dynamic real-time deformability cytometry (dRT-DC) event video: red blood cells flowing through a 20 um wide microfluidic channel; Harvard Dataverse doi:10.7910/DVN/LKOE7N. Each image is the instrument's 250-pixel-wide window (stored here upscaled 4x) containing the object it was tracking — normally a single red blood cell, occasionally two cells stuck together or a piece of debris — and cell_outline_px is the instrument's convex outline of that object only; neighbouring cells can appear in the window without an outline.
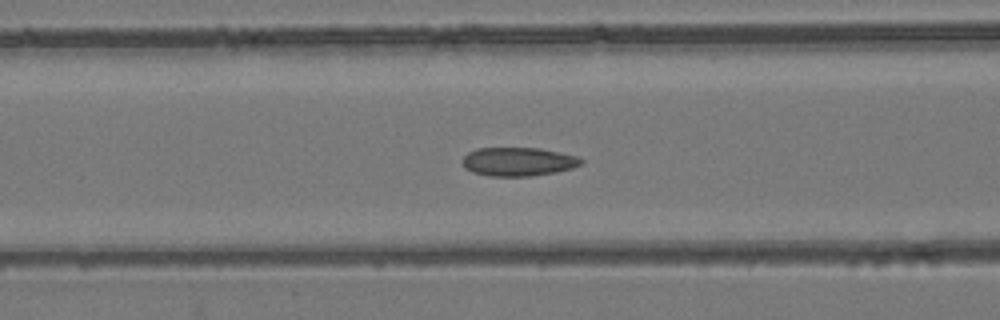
{"species": "common noctule bat (a hibernating species)", "species_latin": "Nyctalus noctula", "temperature_condition": "room temperature", "stored_images_in_passage": 53, "camera_frame_rate_fps": 3000, "um_per_image_px": 0.085, "animal": {"sex": "female", "body_mass_g": 24.6, "forearm_length_mm": 56.2}, "frame": {"image": 1, "passage_image": 22, "time_ms": 7.0, "image_size_px": [1000, 320], "cell_outline_px": [[584, 164], [572, 168], [556, 172], [532, 176], [488, 176], [472, 172], [464, 168], [464, 156], [468, 152], [476, 148], [540, 148], [576, 156], [584, 160]], "centroid_in_image_um": [44.06, 13.74], "position_along_channel_um": 122.5, "area_um2": 19.88}}
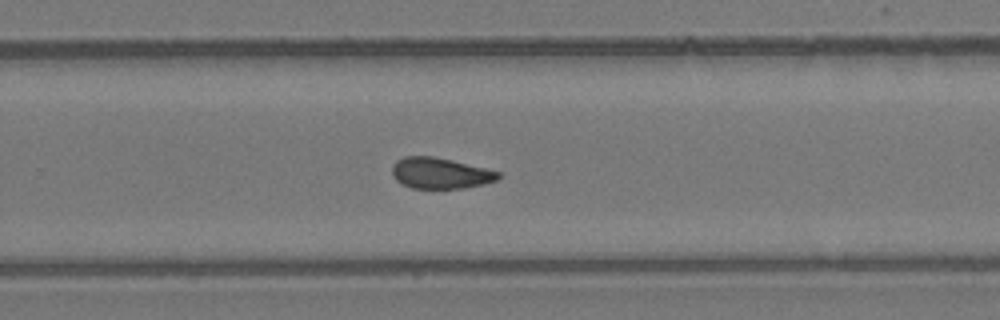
{"frame": {"image": 2, "passage_image": 35, "time_ms": 11.333, "image_size_px": [1000, 320], "cell_outline_px": [[500, 176], [496, 180], [484, 184], [464, 188], [412, 188], [396, 180], [392, 176], [392, 164], [396, 160], [404, 156], [432, 156], [452, 160], [500, 172]], "centroid_in_image_um": [37.39, 14.71], "position_along_channel_um": 292.4, "area_um2": 19.07}}
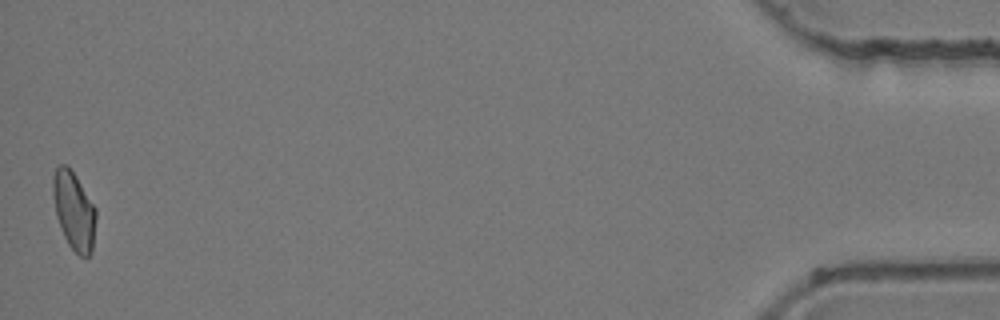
{"frame": {"image": 3, "passage_image": 53, "time_ms": 17.333, "image_size_px": [1000, 320], "cell_outline_px": [[96, 220], [92, 252], [88, 256], [80, 256], [68, 244], [64, 236], [56, 216], [52, 196], [52, 176], [56, 164], [68, 164], [76, 176], [96, 208]], "centroid_in_image_um": [6.26, 17.85], "position_along_channel_um": 428.9, "area_um2": 19.88}, "authors_computed_cell_mechanics": {"area_um2": 19.941, "velocity_mm_per_s": 3.931, "shape_relaxation_time_tau1_ms": null, "shape_relaxation_time_tau2_ms": 3.0522, "deformation_change_tau1": null, "deformation_change_tau2": 0.0686}}